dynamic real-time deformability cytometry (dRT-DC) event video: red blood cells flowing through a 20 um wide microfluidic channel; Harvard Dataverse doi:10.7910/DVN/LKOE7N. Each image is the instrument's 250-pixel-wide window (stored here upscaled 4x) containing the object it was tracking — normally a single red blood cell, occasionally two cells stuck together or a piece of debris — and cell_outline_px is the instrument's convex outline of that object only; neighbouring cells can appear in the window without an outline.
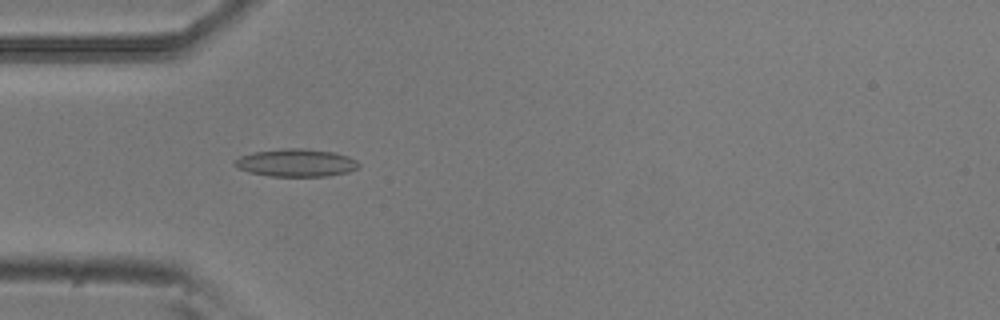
{"species": "common noctule bat (a hibernating species)", "species_latin": "Nyctalus noctula", "temperature_condition": "room temperature", "stored_images_in_passage": 33, "camera_frame_rate_fps": 3000, "um_per_image_px": 0.085, "animal": {"sex": "male", "body_mass_g": 20.5, "forearm_length_mm": 52.5}, "frame": {"image": 1, "passage_image": 2, "time_ms": 0.333, "image_size_px": [1000, 320], "cell_outline_px": [[360, 168], [348, 172], [328, 176], [268, 176], [252, 172], [240, 168], [236, 164], [236, 160], [240, 156], [252, 152], [284, 148], [304, 148], [332, 152], [348, 156], [356, 160], [360, 164]], "centroid_in_image_um": [25.24, 13.83], "position_along_channel_um": 59.8, "area_um2": 19.88}}
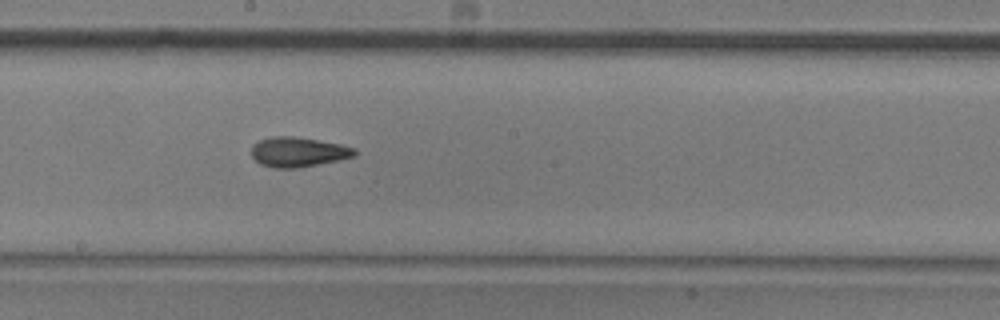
{"frame": {"image": 2, "passage_image": 15, "time_ms": 4.667, "image_size_px": [1000, 320], "cell_outline_px": [[356, 156], [340, 160], [300, 168], [272, 168], [260, 164], [252, 156], [252, 144], [260, 140], [272, 136], [292, 136], [340, 144], [356, 148]], "centroid_in_image_um": [25.35, 12.93], "position_along_channel_um": 222.8, "area_um2": 18.03}}
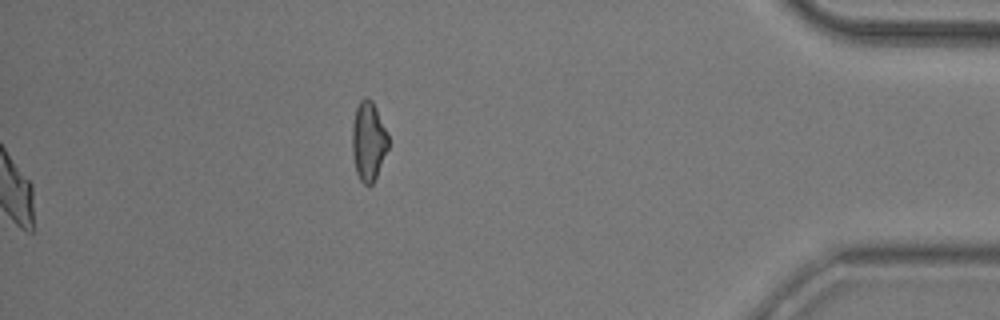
{"frame": {"image": 3, "passage_image": 33, "time_ms": 10.667, "image_size_px": [1000, 320], "cell_outline_px": [[388, 148], [376, 176], [372, 184], [368, 188], [360, 180], [356, 172], [352, 152], [352, 124], [356, 108], [360, 100], [364, 96], [368, 96], [372, 100], [376, 108], [388, 136]], "centroid_in_image_um": [31.3, 11.99], "position_along_channel_um": 403.9, "area_um2": 16.65}, "authors_computed_cell_mechanics": {"area_um2": 17.5712, "velocity_mm_per_s": 3.7755, "shape_relaxation_time_tau1_ms": 4.9531, "shape_relaxation_time_tau2_ms": 3.2126, "deformation_change_tau1": 0.1403, "deformation_change_tau2": 0.1035}}